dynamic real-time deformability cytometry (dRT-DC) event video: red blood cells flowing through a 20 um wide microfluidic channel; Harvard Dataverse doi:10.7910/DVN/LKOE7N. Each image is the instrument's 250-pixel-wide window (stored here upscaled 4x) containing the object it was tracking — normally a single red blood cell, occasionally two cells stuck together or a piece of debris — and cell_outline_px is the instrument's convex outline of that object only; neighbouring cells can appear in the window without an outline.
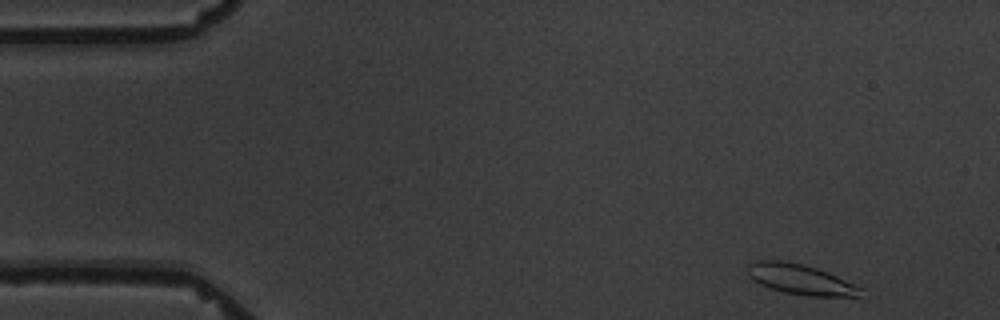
{"species": "common noctule bat (a hibernating species)", "species_latin": "Nyctalus noctula", "temperature_condition": "warm", "stored_images_in_passage": 7, "camera_frame_rate_fps": 3000, "um_per_image_px": 0.085, "animal": {"sex": "male", "body_mass_g": 19.5, "forearm_length_mm": 54.6}, "frame": {"image": 1, "passage_image": 1, "time_ms": 0.0, "image_size_px": [1000, 320], "cell_outline_px": [[864, 288], [860, 296], [808, 296], [784, 292], [760, 284], [748, 272], [748, 264], [752, 260], [784, 260], [804, 264], [828, 272]], "centroid_in_image_um": [68.08, 23.73], "position_along_channel_um": 16.9, "area_um2": 19.83}}
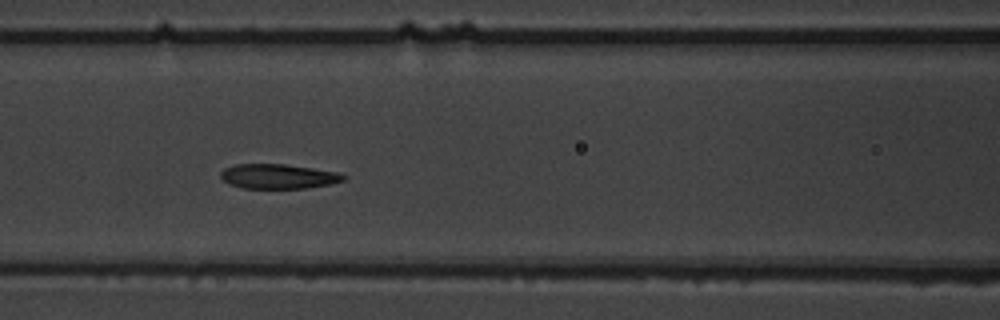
{"frame": {"image": 2, "passage_image": 6, "time_ms": 6.667, "image_size_px": [1000, 320], "cell_outline_px": [[348, 176], [344, 180], [328, 184], [308, 188], [244, 188], [228, 184], [220, 176], [220, 172], [224, 168], [232, 164], [284, 164], [340, 172]], "centroid_in_image_um": [23.64, 14.98], "position_along_channel_um": 143.0, "area_um2": 17.74}}
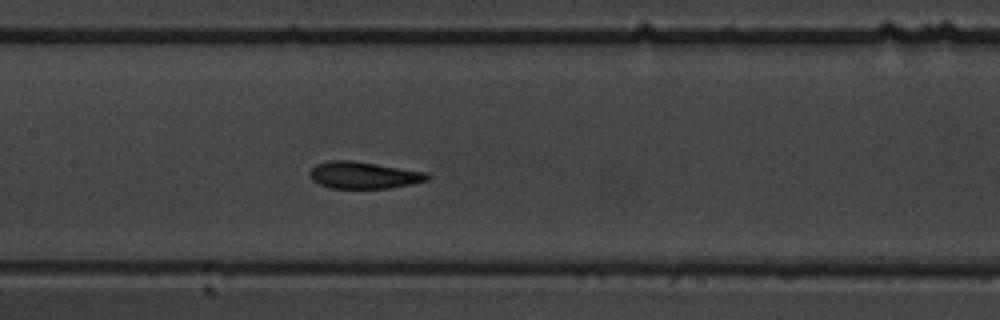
{"frame": {"image": 3, "passage_image": 7, "time_ms": 7.667, "image_size_px": [1000, 320], "cell_outline_px": [[432, 176], [428, 180], [412, 184], [388, 188], [332, 188], [320, 184], [312, 180], [308, 176], [308, 172], [316, 164], [328, 160], [352, 160], [428, 172]], "centroid_in_image_um": [30.92, 14.88], "position_along_channel_um": 176.5, "area_um2": 18.61}}